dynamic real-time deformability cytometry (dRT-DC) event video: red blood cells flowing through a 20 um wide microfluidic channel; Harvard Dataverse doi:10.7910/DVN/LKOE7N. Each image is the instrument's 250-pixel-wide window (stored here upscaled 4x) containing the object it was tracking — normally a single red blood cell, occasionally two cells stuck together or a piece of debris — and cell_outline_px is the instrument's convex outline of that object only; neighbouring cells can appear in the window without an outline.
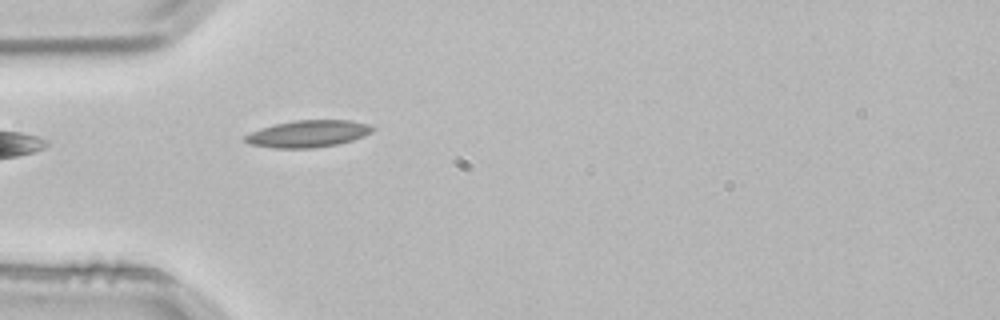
{"species": "common noctule bat (a hibernating species)", "species_latin": "Nyctalus noctula", "temperature_condition": "room temperature", "stored_images_in_passage": 2, "camera_frame_rate_fps": 3000, "um_per_image_px": 0.085, "animal": {"sex": "male", "body_mass_g": 21.5, "forearm_length_mm": 52.0}, "frame": {"image": 1, "passage_image": 2, "time_ms": 0.333, "image_size_px": [1000, 320], "cell_outline_px": [[376, 128], [372, 132], [364, 136], [352, 140], [336, 144], [312, 148], [272, 148], [248, 144], [244, 140], [244, 136], [260, 128], [276, 124], [296, 120], [348, 120], [368, 124]], "centroid_in_image_um": [26.18, 11.37], "position_along_channel_um": 58.8, "area_um2": 19.94}}